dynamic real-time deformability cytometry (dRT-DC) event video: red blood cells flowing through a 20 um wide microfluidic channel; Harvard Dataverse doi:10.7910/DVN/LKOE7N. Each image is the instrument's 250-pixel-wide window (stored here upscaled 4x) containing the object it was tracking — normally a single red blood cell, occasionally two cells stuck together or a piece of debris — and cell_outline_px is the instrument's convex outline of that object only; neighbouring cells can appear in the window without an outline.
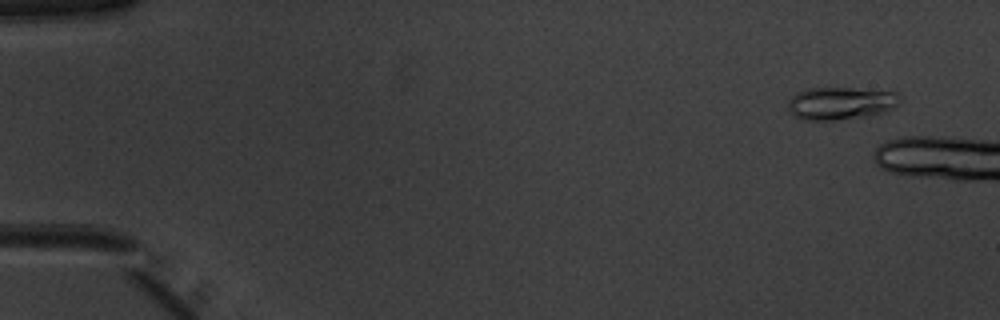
{"species": "common noctule bat (a hibernating species)", "species_latin": "Nyctalus noctula", "temperature_condition": "warm", "stored_images_in_passage": 9, "camera_frame_rate_fps": 3000, "um_per_image_px": 0.085, "animal": {"sex": "male", "body_mass_g": 20.1, "forearm_length_mm": 53.5}, "frame": {"image": 1, "passage_image": 4, "time_ms": 1.0, "image_size_px": [1000, 320], "cell_outline_px": [[900, 96], [896, 104], [892, 108], [884, 112], [864, 116], [836, 120], [800, 120], [788, 112], [788, 100], [796, 92], [808, 88], [896, 88], [900, 92]], "centroid_in_image_um": [71.5, 8.74], "position_along_channel_um": 13.5, "area_um2": 22.02}}